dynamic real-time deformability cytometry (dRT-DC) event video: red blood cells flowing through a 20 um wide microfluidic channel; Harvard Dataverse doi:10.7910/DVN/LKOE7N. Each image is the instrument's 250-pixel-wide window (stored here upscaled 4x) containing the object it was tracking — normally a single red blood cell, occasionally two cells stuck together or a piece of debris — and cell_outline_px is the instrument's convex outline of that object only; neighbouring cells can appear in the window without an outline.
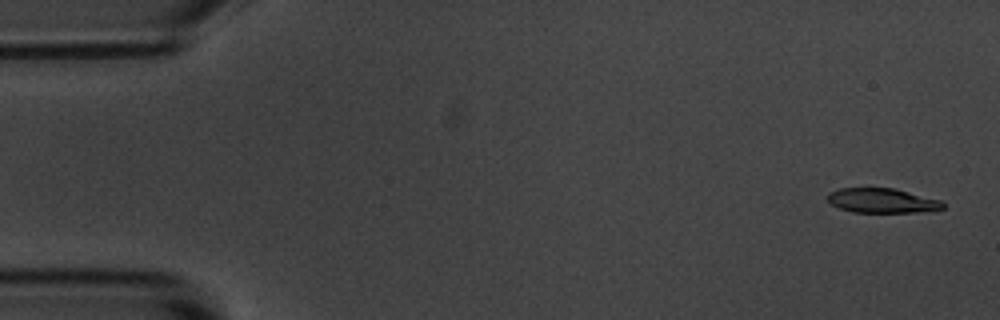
{"species": "common noctule bat (a hibernating species)", "species_latin": "Nyctalus noctula", "temperature_condition": "room temperature", "stored_images_in_passage": 55, "camera_frame_rate_fps": 3000, "um_per_image_px": 0.085, "animal": {"sex": "male", "body_mass_g": 20.1, "forearm_length_mm": 53.5}, "frame": {"image": 1, "passage_image": 2, "time_ms": 0.333, "image_size_px": [1000, 320], "cell_outline_px": [[944, 208], [916, 212], [852, 212], [840, 208], [832, 204], [828, 200], [828, 192], [840, 188], [892, 188], [944, 200]], "centroid_in_image_um": [75.0, 17.04], "position_along_channel_um": 10.0, "area_um2": 16.47}}
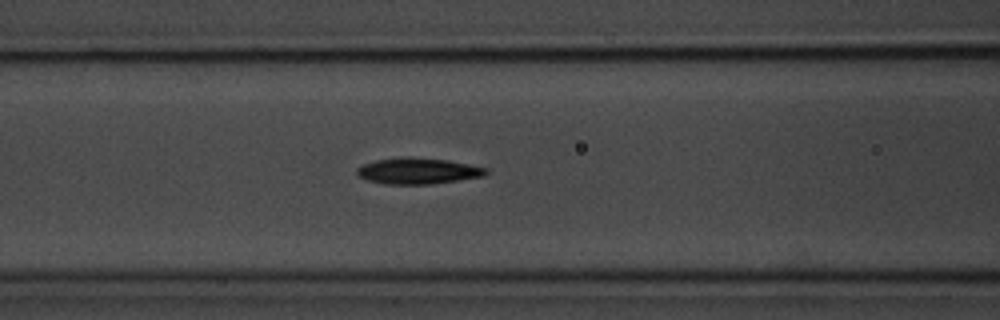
{"frame": {"image": 2, "passage_image": 22, "time_ms": 7.0, "image_size_px": [1000, 320], "cell_outline_px": [[488, 172], [484, 176], [460, 180], [432, 184], [384, 184], [368, 180], [360, 176], [356, 172], [356, 168], [364, 164], [376, 160], [400, 156], [408, 156], [448, 160], [488, 168]], "centroid_in_image_um": [35.53, 14.52], "position_along_channel_um": 131.1, "area_um2": 19.77}}
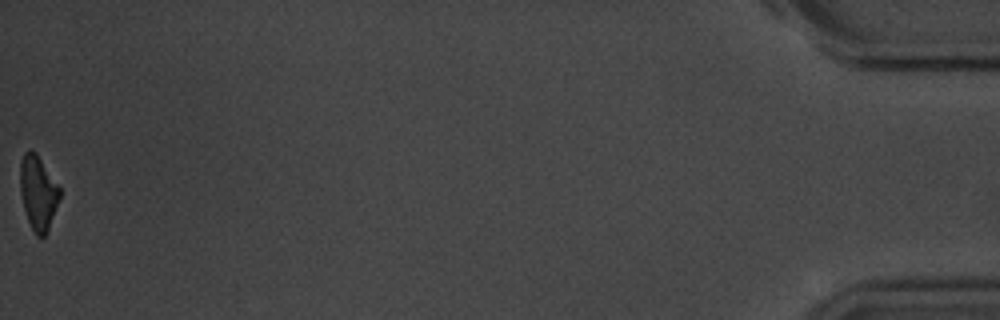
{"frame": {"image": 3, "passage_image": 55, "time_ms": 18.0, "image_size_px": [1000, 320], "cell_outline_px": [[60, 196], [48, 232], [44, 236], [36, 236], [28, 220], [24, 208], [20, 192], [20, 160], [24, 152], [36, 152], [60, 188]], "centroid_in_image_um": [3.23, 16.39], "position_along_channel_um": 432.0, "area_um2": 16.94}, "authors_computed_cell_mechanics": {"area_um2": 18.9584, "velocity_mm_per_s": 3.6492, "shape_relaxation_time_tau1_ms": 2.764, "shape_relaxation_time_tau2_ms": null, "deformation_change_tau1": 0.1375, "deformation_change_tau2": null}}